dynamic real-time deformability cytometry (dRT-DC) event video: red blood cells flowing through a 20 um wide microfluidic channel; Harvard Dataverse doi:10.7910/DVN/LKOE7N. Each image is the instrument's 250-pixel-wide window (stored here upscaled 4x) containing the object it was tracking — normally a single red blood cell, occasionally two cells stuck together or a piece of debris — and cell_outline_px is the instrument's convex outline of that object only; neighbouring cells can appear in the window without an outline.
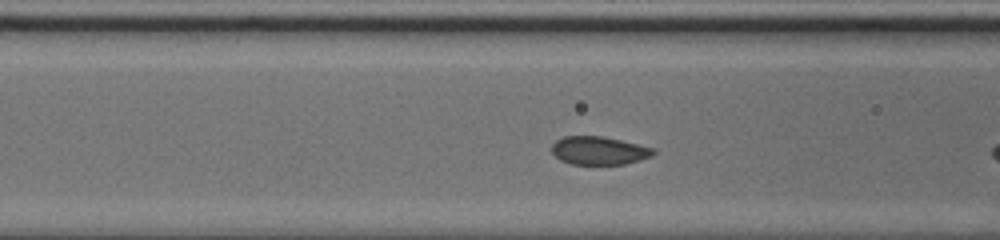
{"species": "common noctule bat (a hibernating species)", "species_latin": "Nyctalus noctula", "temperature_condition": "cold", "stored_images_in_passage": 43, "camera_frame_rate_fps": 3000, "um_per_image_px": 0.085, "animal": {"sex": "male", "body_mass_g": 20.0, "forearm_length_mm": 53.3}, "frame": {"image": 1, "passage_image": 15, "time_ms": 4.667, "image_size_px": [1000, 240], "cell_outline_px": [[656, 152], [652, 156], [640, 160], [624, 164], [572, 164], [560, 160], [552, 152], [552, 144], [556, 140], [564, 136], [600, 136], [620, 140], [652, 148]], "centroid_in_image_um": [50.89, 12.8], "position_along_channel_um": 115.7, "area_um2": 16.53}}
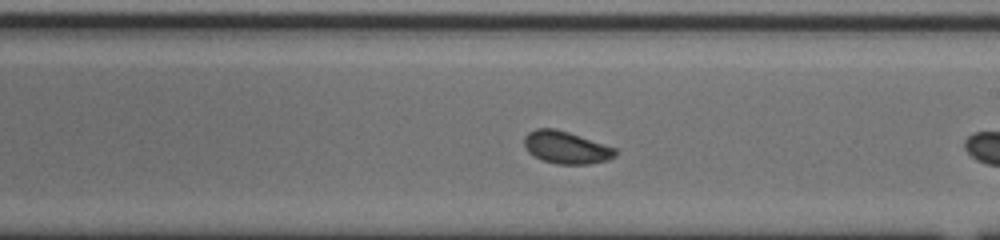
{"frame": {"image": 2, "passage_image": 25, "time_ms": 8.0, "image_size_px": [1000, 240], "cell_outline_px": [[620, 152], [616, 156], [608, 160], [588, 164], [556, 164], [540, 160], [532, 156], [528, 152], [524, 144], [524, 136], [528, 132], [536, 128], [556, 128], [616, 148]], "centroid_in_image_um": [48.11, 12.54], "position_along_channel_um": 240.9, "area_um2": 17.46}}
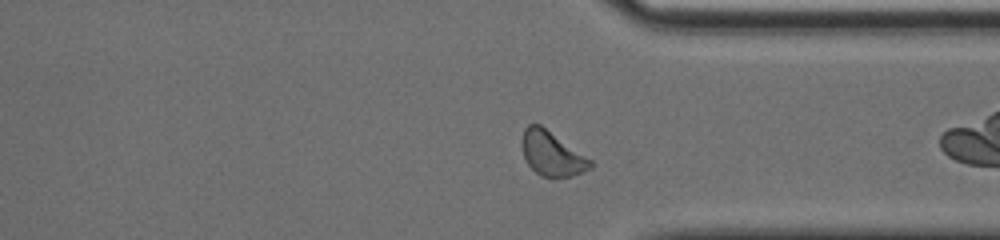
{"frame": {"image": 3, "passage_image": 35, "time_ms": 11.333, "image_size_px": [1000, 240], "cell_outline_px": [[592, 168], [572, 176], [540, 176], [528, 164], [524, 156], [520, 144], [520, 140], [524, 128], [528, 124], [540, 124], [592, 160]], "centroid_in_image_um": [46.88, 13.04], "position_along_channel_um": 364.5, "area_um2": 17.63}, "authors_computed_cell_mechanics": {"area_um2": 17.2822, "velocity_mm_per_s": 3.7631, "shape_relaxation_time_tau1_ms": 3.5992, "shape_relaxation_time_tau2_ms": null, "deformation_change_tau1": 0.0729, "deformation_change_tau2": null}}